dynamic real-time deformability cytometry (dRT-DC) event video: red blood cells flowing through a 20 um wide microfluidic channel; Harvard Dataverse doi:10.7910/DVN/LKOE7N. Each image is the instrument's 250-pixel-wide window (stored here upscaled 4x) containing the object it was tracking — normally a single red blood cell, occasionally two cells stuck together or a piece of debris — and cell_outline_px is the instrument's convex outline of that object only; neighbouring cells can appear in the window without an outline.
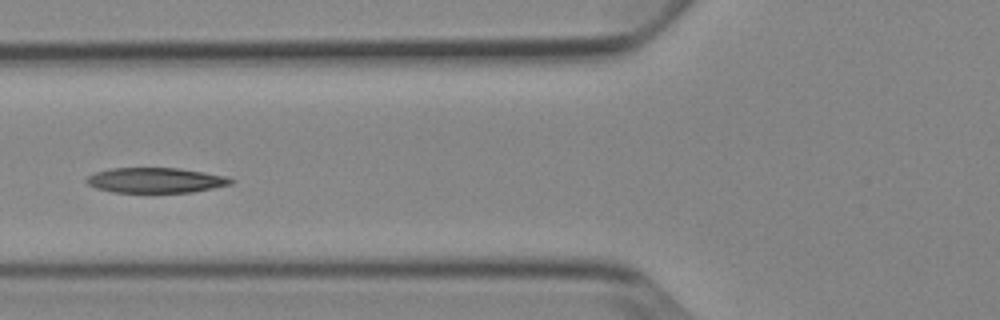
{"species": "Egyptian fruit bat (a non-hibernating species)", "species_latin": "Rousettus aegyptiacus", "temperature_condition": "cold", "stored_images_in_passage": 40, "camera_frame_rate_fps": 3000, "um_per_image_px": 0.085, "animal": {"sex": "female"}, "frame": {"image": 1, "passage_image": 7, "time_ms": 2.0, "image_size_px": [1000, 320], "cell_outline_px": [[236, 180], [232, 184], [192, 192], [112, 192], [96, 188], [88, 184], [84, 180], [88, 176], [96, 172], [112, 168], [180, 168], [228, 176]], "centroid_in_image_um": [13.26, 15.32], "position_along_channel_um": 112.5, "area_um2": 21.21}}
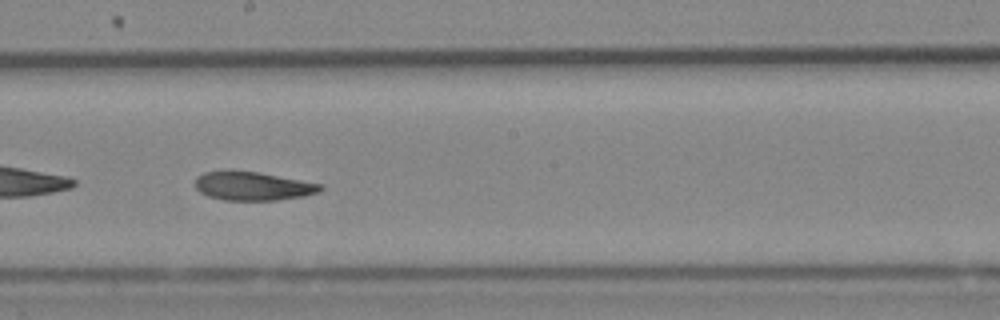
{"frame": {"image": 2, "passage_image": 16, "time_ms": 5.0, "image_size_px": [1000, 320], "cell_outline_px": [[324, 188], [320, 192], [304, 196], [276, 200], [224, 200], [208, 196], [200, 192], [196, 188], [196, 176], [204, 172], [228, 168], [232, 168], [260, 172], [324, 184]], "centroid_in_image_um": [21.48, 15.78], "position_along_channel_um": 226.7, "area_um2": 21.62}}
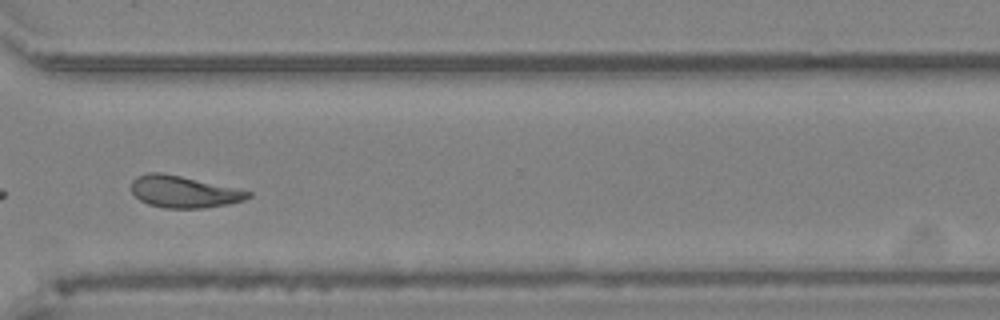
{"frame": {"image": 3, "passage_image": 26, "time_ms": 8.333, "image_size_px": [1000, 320], "cell_outline_px": [[252, 196], [244, 200], [228, 204], [204, 208], [164, 208], [148, 204], [140, 200], [132, 192], [132, 180], [136, 176], [148, 172], [160, 172], [180, 176], [236, 188], [252, 192]], "centroid_in_image_um": [15.61, 16.3], "position_along_channel_um": 355.0, "area_um2": 21.56}, "authors_computed_cell_mechanics": {"area_um2": 21.6461, "velocity_mm_per_s": 3.8233, "shape_relaxation_time_tau1_ms": 4.4026, "shape_relaxation_time_tau2_ms": 4.3328, "deformation_change_tau1": 0.1676, "deformation_change_tau2": 0.115}}